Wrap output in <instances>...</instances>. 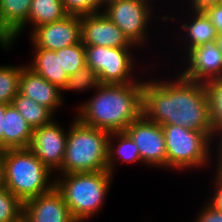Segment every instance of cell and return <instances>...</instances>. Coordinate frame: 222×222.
I'll return each instance as SVG.
<instances>
[{
  "instance_id": "obj_38",
  "label": "cell",
  "mask_w": 222,
  "mask_h": 222,
  "mask_svg": "<svg viewBox=\"0 0 222 222\" xmlns=\"http://www.w3.org/2000/svg\"><path fill=\"white\" fill-rule=\"evenodd\" d=\"M216 42L218 43V46H219V48H220V50L222 52V33H220L218 35V38H217Z\"/></svg>"
},
{
  "instance_id": "obj_31",
  "label": "cell",
  "mask_w": 222,
  "mask_h": 222,
  "mask_svg": "<svg viewBox=\"0 0 222 222\" xmlns=\"http://www.w3.org/2000/svg\"><path fill=\"white\" fill-rule=\"evenodd\" d=\"M205 12L210 17L219 34L222 33V4L212 6Z\"/></svg>"
},
{
  "instance_id": "obj_30",
  "label": "cell",
  "mask_w": 222,
  "mask_h": 222,
  "mask_svg": "<svg viewBox=\"0 0 222 222\" xmlns=\"http://www.w3.org/2000/svg\"><path fill=\"white\" fill-rule=\"evenodd\" d=\"M215 177L214 186L216 187V191H214L212 197H209L210 199L208 202L222 212V178L218 177L217 175H215Z\"/></svg>"
},
{
  "instance_id": "obj_24",
  "label": "cell",
  "mask_w": 222,
  "mask_h": 222,
  "mask_svg": "<svg viewBox=\"0 0 222 222\" xmlns=\"http://www.w3.org/2000/svg\"><path fill=\"white\" fill-rule=\"evenodd\" d=\"M23 65L0 66V103L12 104L19 93V79Z\"/></svg>"
},
{
  "instance_id": "obj_25",
  "label": "cell",
  "mask_w": 222,
  "mask_h": 222,
  "mask_svg": "<svg viewBox=\"0 0 222 222\" xmlns=\"http://www.w3.org/2000/svg\"><path fill=\"white\" fill-rule=\"evenodd\" d=\"M60 63L68 76L86 65L85 45L80 41L78 44L60 49Z\"/></svg>"
},
{
  "instance_id": "obj_28",
  "label": "cell",
  "mask_w": 222,
  "mask_h": 222,
  "mask_svg": "<svg viewBox=\"0 0 222 222\" xmlns=\"http://www.w3.org/2000/svg\"><path fill=\"white\" fill-rule=\"evenodd\" d=\"M69 15H89L102 12L100 0H62Z\"/></svg>"
},
{
  "instance_id": "obj_35",
  "label": "cell",
  "mask_w": 222,
  "mask_h": 222,
  "mask_svg": "<svg viewBox=\"0 0 222 222\" xmlns=\"http://www.w3.org/2000/svg\"><path fill=\"white\" fill-rule=\"evenodd\" d=\"M5 149L0 148V187L3 185Z\"/></svg>"
},
{
  "instance_id": "obj_16",
  "label": "cell",
  "mask_w": 222,
  "mask_h": 222,
  "mask_svg": "<svg viewBox=\"0 0 222 222\" xmlns=\"http://www.w3.org/2000/svg\"><path fill=\"white\" fill-rule=\"evenodd\" d=\"M68 15L62 0H32L25 24L5 44H0V47L9 50L16 38L24 32L27 24H31V33L32 29L34 30L43 24L62 20Z\"/></svg>"
},
{
  "instance_id": "obj_19",
  "label": "cell",
  "mask_w": 222,
  "mask_h": 222,
  "mask_svg": "<svg viewBox=\"0 0 222 222\" xmlns=\"http://www.w3.org/2000/svg\"><path fill=\"white\" fill-rule=\"evenodd\" d=\"M33 50L34 59H32V63L26 64V66L48 82L63 89L69 76L61 69L60 49L53 51L44 48H33Z\"/></svg>"
},
{
  "instance_id": "obj_36",
  "label": "cell",
  "mask_w": 222,
  "mask_h": 222,
  "mask_svg": "<svg viewBox=\"0 0 222 222\" xmlns=\"http://www.w3.org/2000/svg\"><path fill=\"white\" fill-rule=\"evenodd\" d=\"M115 1H119V0H100L101 10H103L104 7H106L107 5Z\"/></svg>"
},
{
  "instance_id": "obj_11",
  "label": "cell",
  "mask_w": 222,
  "mask_h": 222,
  "mask_svg": "<svg viewBox=\"0 0 222 222\" xmlns=\"http://www.w3.org/2000/svg\"><path fill=\"white\" fill-rule=\"evenodd\" d=\"M32 48L59 50L81 41L80 16L68 15L62 20L43 24L29 33Z\"/></svg>"
},
{
  "instance_id": "obj_3",
  "label": "cell",
  "mask_w": 222,
  "mask_h": 222,
  "mask_svg": "<svg viewBox=\"0 0 222 222\" xmlns=\"http://www.w3.org/2000/svg\"><path fill=\"white\" fill-rule=\"evenodd\" d=\"M113 175L108 170L54 176V187L62 195L76 222L99 213L110 190Z\"/></svg>"
},
{
  "instance_id": "obj_17",
  "label": "cell",
  "mask_w": 222,
  "mask_h": 222,
  "mask_svg": "<svg viewBox=\"0 0 222 222\" xmlns=\"http://www.w3.org/2000/svg\"><path fill=\"white\" fill-rule=\"evenodd\" d=\"M190 14L191 19L180 25L181 30L185 32L182 35L185 36L184 44H187L184 52L186 54L198 46L216 42L219 35L205 11H191Z\"/></svg>"
},
{
  "instance_id": "obj_34",
  "label": "cell",
  "mask_w": 222,
  "mask_h": 222,
  "mask_svg": "<svg viewBox=\"0 0 222 222\" xmlns=\"http://www.w3.org/2000/svg\"><path fill=\"white\" fill-rule=\"evenodd\" d=\"M9 104L0 103V148L3 149V115L5 114V110Z\"/></svg>"
},
{
  "instance_id": "obj_1",
  "label": "cell",
  "mask_w": 222,
  "mask_h": 222,
  "mask_svg": "<svg viewBox=\"0 0 222 222\" xmlns=\"http://www.w3.org/2000/svg\"><path fill=\"white\" fill-rule=\"evenodd\" d=\"M178 74L170 82L153 78L143 82L142 115L159 125H178L197 132L214 133L204 83Z\"/></svg>"
},
{
  "instance_id": "obj_15",
  "label": "cell",
  "mask_w": 222,
  "mask_h": 222,
  "mask_svg": "<svg viewBox=\"0 0 222 222\" xmlns=\"http://www.w3.org/2000/svg\"><path fill=\"white\" fill-rule=\"evenodd\" d=\"M19 93L45 106L54 115L64 102L62 89L34 73L26 65L21 69Z\"/></svg>"
},
{
  "instance_id": "obj_7",
  "label": "cell",
  "mask_w": 222,
  "mask_h": 222,
  "mask_svg": "<svg viewBox=\"0 0 222 222\" xmlns=\"http://www.w3.org/2000/svg\"><path fill=\"white\" fill-rule=\"evenodd\" d=\"M133 48L137 49L85 45L86 64L97 74L100 84L144 82L132 77L137 61L131 53Z\"/></svg>"
},
{
  "instance_id": "obj_13",
  "label": "cell",
  "mask_w": 222,
  "mask_h": 222,
  "mask_svg": "<svg viewBox=\"0 0 222 222\" xmlns=\"http://www.w3.org/2000/svg\"><path fill=\"white\" fill-rule=\"evenodd\" d=\"M81 42L84 45L105 47H137L103 13L80 16Z\"/></svg>"
},
{
  "instance_id": "obj_22",
  "label": "cell",
  "mask_w": 222,
  "mask_h": 222,
  "mask_svg": "<svg viewBox=\"0 0 222 222\" xmlns=\"http://www.w3.org/2000/svg\"><path fill=\"white\" fill-rule=\"evenodd\" d=\"M13 106L33 128L50 124L54 120V114L45 106L18 93L13 101Z\"/></svg>"
},
{
  "instance_id": "obj_23",
  "label": "cell",
  "mask_w": 222,
  "mask_h": 222,
  "mask_svg": "<svg viewBox=\"0 0 222 222\" xmlns=\"http://www.w3.org/2000/svg\"><path fill=\"white\" fill-rule=\"evenodd\" d=\"M204 85L208 95L210 119L215 139L222 137V78L208 81Z\"/></svg>"
},
{
  "instance_id": "obj_32",
  "label": "cell",
  "mask_w": 222,
  "mask_h": 222,
  "mask_svg": "<svg viewBox=\"0 0 222 222\" xmlns=\"http://www.w3.org/2000/svg\"><path fill=\"white\" fill-rule=\"evenodd\" d=\"M190 2V3H189ZM190 11H206L208 8L222 4V0H189Z\"/></svg>"
},
{
  "instance_id": "obj_8",
  "label": "cell",
  "mask_w": 222,
  "mask_h": 222,
  "mask_svg": "<svg viewBox=\"0 0 222 222\" xmlns=\"http://www.w3.org/2000/svg\"><path fill=\"white\" fill-rule=\"evenodd\" d=\"M153 0H119L110 3L102 12L123 32L127 39L137 47L148 41L149 22L155 12Z\"/></svg>"
},
{
  "instance_id": "obj_12",
  "label": "cell",
  "mask_w": 222,
  "mask_h": 222,
  "mask_svg": "<svg viewBox=\"0 0 222 222\" xmlns=\"http://www.w3.org/2000/svg\"><path fill=\"white\" fill-rule=\"evenodd\" d=\"M184 58L187 66L180 72L183 77L200 83L222 78V52L217 42L198 46Z\"/></svg>"
},
{
  "instance_id": "obj_21",
  "label": "cell",
  "mask_w": 222,
  "mask_h": 222,
  "mask_svg": "<svg viewBox=\"0 0 222 222\" xmlns=\"http://www.w3.org/2000/svg\"><path fill=\"white\" fill-rule=\"evenodd\" d=\"M118 161L129 164L142 162L137 145L126 131L109 134L108 171L112 175L114 174V169L116 170L117 168Z\"/></svg>"
},
{
  "instance_id": "obj_9",
  "label": "cell",
  "mask_w": 222,
  "mask_h": 222,
  "mask_svg": "<svg viewBox=\"0 0 222 222\" xmlns=\"http://www.w3.org/2000/svg\"><path fill=\"white\" fill-rule=\"evenodd\" d=\"M125 131L137 145L141 161L145 166L167 169V150L161 125L148 121L142 115Z\"/></svg>"
},
{
  "instance_id": "obj_4",
  "label": "cell",
  "mask_w": 222,
  "mask_h": 222,
  "mask_svg": "<svg viewBox=\"0 0 222 222\" xmlns=\"http://www.w3.org/2000/svg\"><path fill=\"white\" fill-rule=\"evenodd\" d=\"M70 125L59 174L108 170L110 133L85 125L77 118Z\"/></svg>"
},
{
  "instance_id": "obj_33",
  "label": "cell",
  "mask_w": 222,
  "mask_h": 222,
  "mask_svg": "<svg viewBox=\"0 0 222 222\" xmlns=\"http://www.w3.org/2000/svg\"><path fill=\"white\" fill-rule=\"evenodd\" d=\"M220 140V141H219ZM219 140L217 141L218 145H214V146H218L217 148V165H216V168L217 170L215 171L216 174L214 175H217L218 177L222 178V137H219Z\"/></svg>"
},
{
  "instance_id": "obj_5",
  "label": "cell",
  "mask_w": 222,
  "mask_h": 222,
  "mask_svg": "<svg viewBox=\"0 0 222 222\" xmlns=\"http://www.w3.org/2000/svg\"><path fill=\"white\" fill-rule=\"evenodd\" d=\"M52 174L29 148L5 150L2 186L22 203L51 191L55 184Z\"/></svg>"
},
{
  "instance_id": "obj_10",
  "label": "cell",
  "mask_w": 222,
  "mask_h": 222,
  "mask_svg": "<svg viewBox=\"0 0 222 222\" xmlns=\"http://www.w3.org/2000/svg\"><path fill=\"white\" fill-rule=\"evenodd\" d=\"M67 131L53 120L33 129L29 149L51 171H59L65 156Z\"/></svg>"
},
{
  "instance_id": "obj_29",
  "label": "cell",
  "mask_w": 222,
  "mask_h": 222,
  "mask_svg": "<svg viewBox=\"0 0 222 222\" xmlns=\"http://www.w3.org/2000/svg\"><path fill=\"white\" fill-rule=\"evenodd\" d=\"M193 222H222V212L207 202Z\"/></svg>"
},
{
  "instance_id": "obj_27",
  "label": "cell",
  "mask_w": 222,
  "mask_h": 222,
  "mask_svg": "<svg viewBox=\"0 0 222 222\" xmlns=\"http://www.w3.org/2000/svg\"><path fill=\"white\" fill-rule=\"evenodd\" d=\"M23 214V203L7 188L0 187V222H11Z\"/></svg>"
},
{
  "instance_id": "obj_37",
  "label": "cell",
  "mask_w": 222,
  "mask_h": 222,
  "mask_svg": "<svg viewBox=\"0 0 222 222\" xmlns=\"http://www.w3.org/2000/svg\"><path fill=\"white\" fill-rule=\"evenodd\" d=\"M11 222H29V220L24 214H22L16 220Z\"/></svg>"
},
{
  "instance_id": "obj_18",
  "label": "cell",
  "mask_w": 222,
  "mask_h": 222,
  "mask_svg": "<svg viewBox=\"0 0 222 222\" xmlns=\"http://www.w3.org/2000/svg\"><path fill=\"white\" fill-rule=\"evenodd\" d=\"M3 149L29 148L33 128L19 111L9 104L3 115Z\"/></svg>"
},
{
  "instance_id": "obj_2",
  "label": "cell",
  "mask_w": 222,
  "mask_h": 222,
  "mask_svg": "<svg viewBox=\"0 0 222 222\" xmlns=\"http://www.w3.org/2000/svg\"><path fill=\"white\" fill-rule=\"evenodd\" d=\"M142 106L143 82L100 84L77 109L76 118L109 133L120 132L142 116Z\"/></svg>"
},
{
  "instance_id": "obj_14",
  "label": "cell",
  "mask_w": 222,
  "mask_h": 222,
  "mask_svg": "<svg viewBox=\"0 0 222 222\" xmlns=\"http://www.w3.org/2000/svg\"><path fill=\"white\" fill-rule=\"evenodd\" d=\"M23 214L29 222H76L55 187L23 203Z\"/></svg>"
},
{
  "instance_id": "obj_26",
  "label": "cell",
  "mask_w": 222,
  "mask_h": 222,
  "mask_svg": "<svg viewBox=\"0 0 222 222\" xmlns=\"http://www.w3.org/2000/svg\"><path fill=\"white\" fill-rule=\"evenodd\" d=\"M100 85L97 74L86 64L67 79L66 85L62 89L65 91L85 92L89 89H96Z\"/></svg>"
},
{
  "instance_id": "obj_20",
  "label": "cell",
  "mask_w": 222,
  "mask_h": 222,
  "mask_svg": "<svg viewBox=\"0 0 222 222\" xmlns=\"http://www.w3.org/2000/svg\"><path fill=\"white\" fill-rule=\"evenodd\" d=\"M32 0H0V44H5L27 21Z\"/></svg>"
},
{
  "instance_id": "obj_6",
  "label": "cell",
  "mask_w": 222,
  "mask_h": 222,
  "mask_svg": "<svg viewBox=\"0 0 222 222\" xmlns=\"http://www.w3.org/2000/svg\"><path fill=\"white\" fill-rule=\"evenodd\" d=\"M161 126L167 150V169L178 171L209 165L214 133L197 132L178 125Z\"/></svg>"
}]
</instances>
